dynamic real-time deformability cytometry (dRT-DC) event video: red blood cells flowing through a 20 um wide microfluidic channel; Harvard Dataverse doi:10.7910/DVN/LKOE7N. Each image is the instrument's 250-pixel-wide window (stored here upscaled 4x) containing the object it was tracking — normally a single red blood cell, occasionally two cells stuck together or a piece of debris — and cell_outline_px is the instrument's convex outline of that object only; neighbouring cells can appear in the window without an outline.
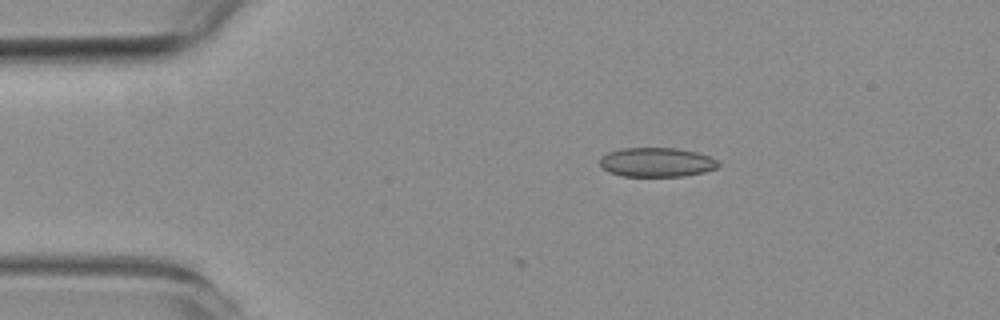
{"species": "common noctule bat (a hibernating species)", "species_latin": "Nyctalus noctula", "temperature_condition": "room temperature", "stored_images_in_passage": 6, "camera_frame_rate_fps": 3000, "um_per_image_px": 0.085, "animal": {"sex": "female", "body_mass_g": 19.3, "forearm_length_mm": 54.1}, "frame": {"image": 1, "passage_image": 1, "time_ms": 0.0, "image_size_px": [1000, 320], "cell_outline_px": [[720, 168], [704, 172], [684, 176], [620, 176], [608, 172], [600, 164], [600, 160], [608, 152], [620, 148], [676, 148], [696, 152], [720, 160]], "centroid_in_image_um": [55.86, 13.79], "position_along_channel_um": 29.1, "area_um2": 20.35}}